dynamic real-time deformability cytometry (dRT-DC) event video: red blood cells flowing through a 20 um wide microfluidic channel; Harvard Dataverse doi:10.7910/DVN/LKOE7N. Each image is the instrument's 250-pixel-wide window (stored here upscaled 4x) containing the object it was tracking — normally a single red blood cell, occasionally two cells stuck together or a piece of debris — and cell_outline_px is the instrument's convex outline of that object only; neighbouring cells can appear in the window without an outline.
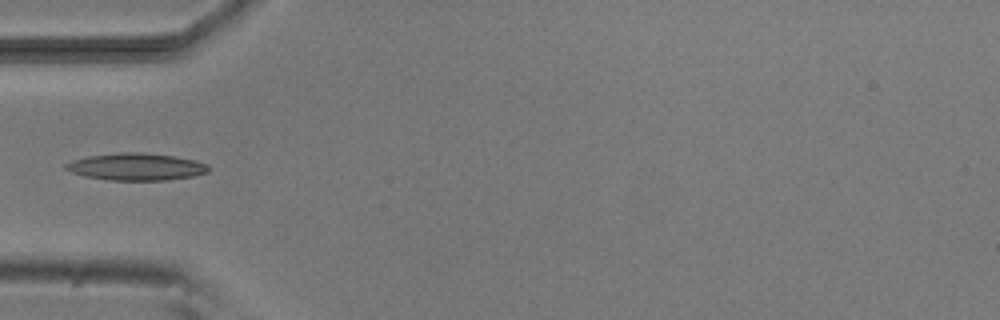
{"species": "common noctule bat (a hibernating species)", "species_latin": "Nyctalus noctula", "temperature_condition": "room temperature", "stored_images_in_passage": 4, "camera_frame_rate_fps": 3000, "um_per_image_px": 0.085, "animal": {"sex": "male", "body_mass_g": 20.5, "forearm_length_mm": 52.5}, "frame": {"image": 1, "passage_image": 3, "time_ms": 2.333, "image_size_px": [1000, 320], "cell_outline_px": [[208, 172], [192, 176], [168, 180], [112, 180], [84, 176], [72, 172], [64, 168], [64, 164], [72, 160], [88, 156], [120, 152], [144, 152], [172, 156], [196, 160], [208, 164]], "centroid_in_image_um": [11.57, 14.17], "position_along_channel_um": 73.4, "area_um2": 22.54}}
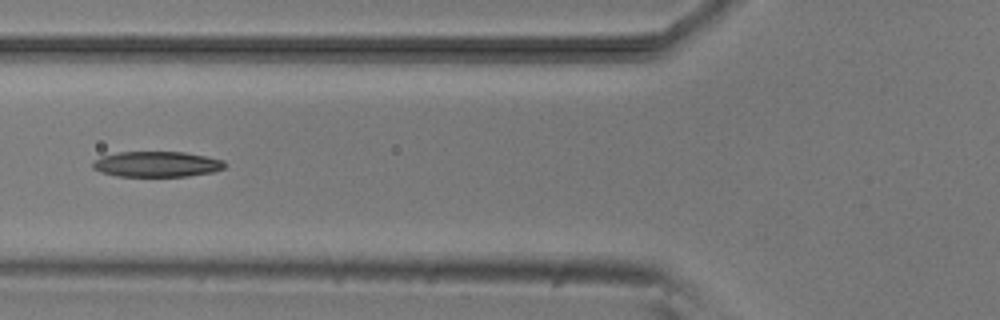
{"frame": {"image": 2, "passage_image": 4, "time_ms": 3.333, "image_size_px": [1000, 320], "cell_outline_px": [[228, 164], [224, 168], [212, 172], [188, 176], [116, 176], [100, 172], [92, 168], [92, 160], [100, 156], [120, 152], [184, 152], [224, 160]], "centroid_in_image_um": [13.3, 13.95], "position_along_channel_um": 112.5, "area_um2": 19.77}}